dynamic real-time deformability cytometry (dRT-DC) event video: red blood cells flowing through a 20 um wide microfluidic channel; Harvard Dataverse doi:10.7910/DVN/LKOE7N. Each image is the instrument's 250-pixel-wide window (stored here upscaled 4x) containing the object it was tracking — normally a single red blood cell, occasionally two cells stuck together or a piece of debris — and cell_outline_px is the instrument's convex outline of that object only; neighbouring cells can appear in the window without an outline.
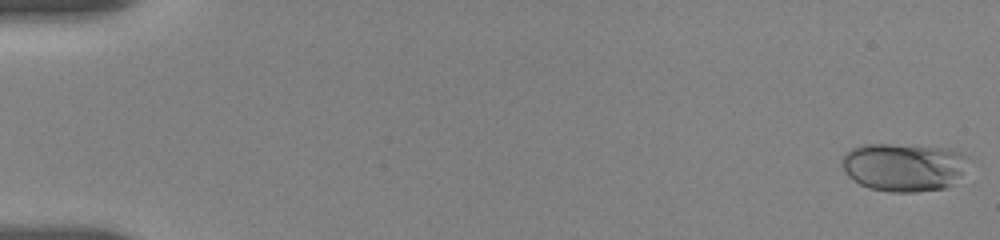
{"species": "human", "species_latin": "Homo sapiens", "temperature_condition": "room temperature", "stored_images_in_passage": 46, "camera_frame_rate_fps": 3000, "um_per_image_px": 0.085, "donor": {"sex": "female"}, "frame": {"image": 1, "passage_image": 1, "time_ms": 0.0, "image_size_px": [1000, 240], "cell_outline_px": [[976, 160], [952, 184], [944, 188], [916, 192], [892, 192], [868, 188], [852, 180], [844, 172], [840, 164], [844, 156], [852, 148], [864, 144], [888, 144], [948, 148], [960, 152]], "centroid_in_image_um": [76.88, 14.2], "position_along_channel_um": 8.1, "area_um2": 36.18}}
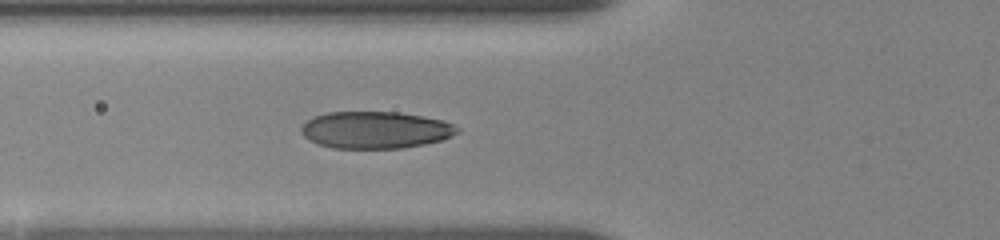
{"frame": {"image": 2, "passage_image": 32, "time_ms": 6.667, "image_size_px": [1000, 240], "cell_outline_px": [[460, 132], [452, 136], [440, 140], [424, 144], [400, 148], [332, 148], [308, 140], [300, 132], [300, 128], [308, 120], [316, 116], [328, 112], [400, 112], [424, 116], [444, 120], [460, 128]], "centroid_in_image_um": [31.93, 11.04], "position_along_channel_um": 93.9, "area_um2": 33.7}}
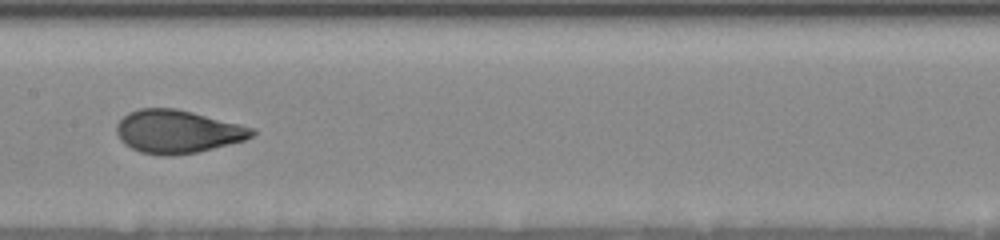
{"frame": {"image": 3, "passage_image": 45, "time_ms": 9.333, "image_size_px": [1000, 240], "cell_outline_px": [[256, 132], [252, 136], [244, 140], [196, 152], [164, 156], [140, 152], [124, 144], [120, 140], [116, 132], [116, 124], [128, 112], [140, 108], [176, 108], [256, 128]], "centroid_in_image_um": [15.06, 11.17], "position_along_channel_um": 192.3, "area_um2": 33.87}}